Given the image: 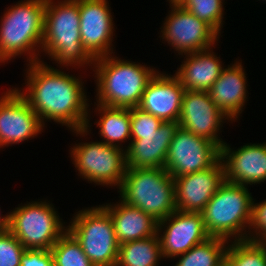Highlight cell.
I'll return each instance as SVG.
<instances>
[{
  "label": "cell",
  "instance_id": "obj_1",
  "mask_svg": "<svg viewBox=\"0 0 266 266\" xmlns=\"http://www.w3.org/2000/svg\"><path fill=\"white\" fill-rule=\"evenodd\" d=\"M28 66L26 90L21 92L16 89L38 115L43 126L44 120H53L81 136L87 135L91 125L88 119L89 103L82 80L54 69L44 61L33 62Z\"/></svg>",
  "mask_w": 266,
  "mask_h": 266
},
{
  "label": "cell",
  "instance_id": "obj_2",
  "mask_svg": "<svg viewBox=\"0 0 266 266\" xmlns=\"http://www.w3.org/2000/svg\"><path fill=\"white\" fill-rule=\"evenodd\" d=\"M41 50L65 67L94 63L81 42L78 0H46Z\"/></svg>",
  "mask_w": 266,
  "mask_h": 266
},
{
  "label": "cell",
  "instance_id": "obj_3",
  "mask_svg": "<svg viewBox=\"0 0 266 266\" xmlns=\"http://www.w3.org/2000/svg\"><path fill=\"white\" fill-rule=\"evenodd\" d=\"M97 103L108 107H138L154 68L108 56L94 59Z\"/></svg>",
  "mask_w": 266,
  "mask_h": 266
},
{
  "label": "cell",
  "instance_id": "obj_4",
  "mask_svg": "<svg viewBox=\"0 0 266 266\" xmlns=\"http://www.w3.org/2000/svg\"><path fill=\"white\" fill-rule=\"evenodd\" d=\"M45 9L46 0H21L4 12L0 24V63L26 53L30 56L28 63L40 61Z\"/></svg>",
  "mask_w": 266,
  "mask_h": 266
},
{
  "label": "cell",
  "instance_id": "obj_5",
  "mask_svg": "<svg viewBox=\"0 0 266 266\" xmlns=\"http://www.w3.org/2000/svg\"><path fill=\"white\" fill-rule=\"evenodd\" d=\"M253 198L247 186L224 182L201 212L210 237L248 239Z\"/></svg>",
  "mask_w": 266,
  "mask_h": 266
},
{
  "label": "cell",
  "instance_id": "obj_6",
  "mask_svg": "<svg viewBox=\"0 0 266 266\" xmlns=\"http://www.w3.org/2000/svg\"><path fill=\"white\" fill-rule=\"evenodd\" d=\"M118 192L158 222L176 210L175 181L165 168H127Z\"/></svg>",
  "mask_w": 266,
  "mask_h": 266
},
{
  "label": "cell",
  "instance_id": "obj_7",
  "mask_svg": "<svg viewBox=\"0 0 266 266\" xmlns=\"http://www.w3.org/2000/svg\"><path fill=\"white\" fill-rule=\"evenodd\" d=\"M67 226L95 266H116L119 243L108 211L101 205L78 211Z\"/></svg>",
  "mask_w": 266,
  "mask_h": 266
},
{
  "label": "cell",
  "instance_id": "obj_8",
  "mask_svg": "<svg viewBox=\"0 0 266 266\" xmlns=\"http://www.w3.org/2000/svg\"><path fill=\"white\" fill-rule=\"evenodd\" d=\"M52 203L32 201L9 212L8 230L26 249L50 250L68 230Z\"/></svg>",
  "mask_w": 266,
  "mask_h": 266
},
{
  "label": "cell",
  "instance_id": "obj_9",
  "mask_svg": "<svg viewBox=\"0 0 266 266\" xmlns=\"http://www.w3.org/2000/svg\"><path fill=\"white\" fill-rule=\"evenodd\" d=\"M82 178L98 185L120 188L126 174V150L104 142L78 143L70 153Z\"/></svg>",
  "mask_w": 266,
  "mask_h": 266
},
{
  "label": "cell",
  "instance_id": "obj_10",
  "mask_svg": "<svg viewBox=\"0 0 266 266\" xmlns=\"http://www.w3.org/2000/svg\"><path fill=\"white\" fill-rule=\"evenodd\" d=\"M220 159L221 148L217 144L179 126L169 145L165 169L175 178L208 169Z\"/></svg>",
  "mask_w": 266,
  "mask_h": 266
},
{
  "label": "cell",
  "instance_id": "obj_11",
  "mask_svg": "<svg viewBox=\"0 0 266 266\" xmlns=\"http://www.w3.org/2000/svg\"><path fill=\"white\" fill-rule=\"evenodd\" d=\"M170 8L171 11L162 26L161 38L166 40L179 55L214 47L219 35L208 24L181 5H171Z\"/></svg>",
  "mask_w": 266,
  "mask_h": 266
},
{
  "label": "cell",
  "instance_id": "obj_12",
  "mask_svg": "<svg viewBox=\"0 0 266 266\" xmlns=\"http://www.w3.org/2000/svg\"><path fill=\"white\" fill-rule=\"evenodd\" d=\"M161 231L163 234H160ZM157 235L163 257L171 259L178 258L179 255L210 238L205 230L201 212L179 210L158 222Z\"/></svg>",
  "mask_w": 266,
  "mask_h": 266
},
{
  "label": "cell",
  "instance_id": "obj_13",
  "mask_svg": "<svg viewBox=\"0 0 266 266\" xmlns=\"http://www.w3.org/2000/svg\"><path fill=\"white\" fill-rule=\"evenodd\" d=\"M43 127L38 115L16 88L0 97V148L28 141L41 134Z\"/></svg>",
  "mask_w": 266,
  "mask_h": 266
},
{
  "label": "cell",
  "instance_id": "obj_14",
  "mask_svg": "<svg viewBox=\"0 0 266 266\" xmlns=\"http://www.w3.org/2000/svg\"><path fill=\"white\" fill-rule=\"evenodd\" d=\"M225 119L231 121L214 104L208 91L185 90L178 120L181 128L206 138L221 148L225 142L217 133Z\"/></svg>",
  "mask_w": 266,
  "mask_h": 266
},
{
  "label": "cell",
  "instance_id": "obj_15",
  "mask_svg": "<svg viewBox=\"0 0 266 266\" xmlns=\"http://www.w3.org/2000/svg\"><path fill=\"white\" fill-rule=\"evenodd\" d=\"M80 35L84 49L93 58L113 53V18L107 0H78Z\"/></svg>",
  "mask_w": 266,
  "mask_h": 266
},
{
  "label": "cell",
  "instance_id": "obj_16",
  "mask_svg": "<svg viewBox=\"0 0 266 266\" xmlns=\"http://www.w3.org/2000/svg\"><path fill=\"white\" fill-rule=\"evenodd\" d=\"M224 180L221 159L203 171L175 177L176 210L202 212Z\"/></svg>",
  "mask_w": 266,
  "mask_h": 266
},
{
  "label": "cell",
  "instance_id": "obj_17",
  "mask_svg": "<svg viewBox=\"0 0 266 266\" xmlns=\"http://www.w3.org/2000/svg\"><path fill=\"white\" fill-rule=\"evenodd\" d=\"M184 92L175 75L157 71L147 83L138 107L162 122H178Z\"/></svg>",
  "mask_w": 266,
  "mask_h": 266
},
{
  "label": "cell",
  "instance_id": "obj_18",
  "mask_svg": "<svg viewBox=\"0 0 266 266\" xmlns=\"http://www.w3.org/2000/svg\"><path fill=\"white\" fill-rule=\"evenodd\" d=\"M221 161L227 182L248 186L266 180V143L246 144L235 151L225 142Z\"/></svg>",
  "mask_w": 266,
  "mask_h": 266
},
{
  "label": "cell",
  "instance_id": "obj_19",
  "mask_svg": "<svg viewBox=\"0 0 266 266\" xmlns=\"http://www.w3.org/2000/svg\"><path fill=\"white\" fill-rule=\"evenodd\" d=\"M178 127V122H162L155 133L131 139L125 149L127 168H165L169 145Z\"/></svg>",
  "mask_w": 266,
  "mask_h": 266
},
{
  "label": "cell",
  "instance_id": "obj_20",
  "mask_svg": "<svg viewBox=\"0 0 266 266\" xmlns=\"http://www.w3.org/2000/svg\"><path fill=\"white\" fill-rule=\"evenodd\" d=\"M242 63L224 68L208 93L214 104L231 120H237L247 100L246 74ZM235 119V120H234Z\"/></svg>",
  "mask_w": 266,
  "mask_h": 266
},
{
  "label": "cell",
  "instance_id": "obj_21",
  "mask_svg": "<svg viewBox=\"0 0 266 266\" xmlns=\"http://www.w3.org/2000/svg\"><path fill=\"white\" fill-rule=\"evenodd\" d=\"M120 201L115 205H102L111 216L119 245L157 234L158 221L140 208L126 204L121 199Z\"/></svg>",
  "mask_w": 266,
  "mask_h": 266
},
{
  "label": "cell",
  "instance_id": "obj_22",
  "mask_svg": "<svg viewBox=\"0 0 266 266\" xmlns=\"http://www.w3.org/2000/svg\"><path fill=\"white\" fill-rule=\"evenodd\" d=\"M211 49L184 54L186 60L182 62L175 76L185 90L208 91L219 78L224 68L220 57Z\"/></svg>",
  "mask_w": 266,
  "mask_h": 266
},
{
  "label": "cell",
  "instance_id": "obj_23",
  "mask_svg": "<svg viewBox=\"0 0 266 266\" xmlns=\"http://www.w3.org/2000/svg\"><path fill=\"white\" fill-rule=\"evenodd\" d=\"M96 105L101 116L95 123L100 128V136L104 138L102 142L121 147L119 142L131 140L130 108L108 107L98 103Z\"/></svg>",
  "mask_w": 266,
  "mask_h": 266
},
{
  "label": "cell",
  "instance_id": "obj_24",
  "mask_svg": "<svg viewBox=\"0 0 266 266\" xmlns=\"http://www.w3.org/2000/svg\"><path fill=\"white\" fill-rule=\"evenodd\" d=\"M163 258L158 235L119 245L116 266H158Z\"/></svg>",
  "mask_w": 266,
  "mask_h": 266
},
{
  "label": "cell",
  "instance_id": "obj_25",
  "mask_svg": "<svg viewBox=\"0 0 266 266\" xmlns=\"http://www.w3.org/2000/svg\"><path fill=\"white\" fill-rule=\"evenodd\" d=\"M228 244L225 239L210 237L179 255L175 266H223Z\"/></svg>",
  "mask_w": 266,
  "mask_h": 266
},
{
  "label": "cell",
  "instance_id": "obj_26",
  "mask_svg": "<svg viewBox=\"0 0 266 266\" xmlns=\"http://www.w3.org/2000/svg\"><path fill=\"white\" fill-rule=\"evenodd\" d=\"M224 266H266V243L232 239L226 250Z\"/></svg>",
  "mask_w": 266,
  "mask_h": 266
},
{
  "label": "cell",
  "instance_id": "obj_27",
  "mask_svg": "<svg viewBox=\"0 0 266 266\" xmlns=\"http://www.w3.org/2000/svg\"><path fill=\"white\" fill-rule=\"evenodd\" d=\"M54 266H95L67 230L50 249Z\"/></svg>",
  "mask_w": 266,
  "mask_h": 266
},
{
  "label": "cell",
  "instance_id": "obj_28",
  "mask_svg": "<svg viewBox=\"0 0 266 266\" xmlns=\"http://www.w3.org/2000/svg\"><path fill=\"white\" fill-rule=\"evenodd\" d=\"M223 0H184L181 6L208 24L218 35L223 25Z\"/></svg>",
  "mask_w": 266,
  "mask_h": 266
},
{
  "label": "cell",
  "instance_id": "obj_29",
  "mask_svg": "<svg viewBox=\"0 0 266 266\" xmlns=\"http://www.w3.org/2000/svg\"><path fill=\"white\" fill-rule=\"evenodd\" d=\"M26 248L8 230H0V266H20Z\"/></svg>",
  "mask_w": 266,
  "mask_h": 266
},
{
  "label": "cell",
  "instance_id": "obj_30",
  "mask_svg": "<svg viewBox=\"0 0 266 266\" xmlns=\"http://www.w3.org/2000/svg\"><path fill=\"white\" fill-rule=\"evenodd\" d=\"M162 121L141 110L139 107L130 108L131 139H141V135L155 133Z\"/></svg>",
  "mask_w": 266,
  "mask_h": 266
},
{
  "label": "cell",
  "instance_id": "obj_31",
  "mask_svg": "<svg viewBox=\"0 0 266 266\" xmlns=\"http://www.w3.org/2000/svg\"><path fill=\"white\" fill-rule=\"evenodd\" d=\"M249 230V240L266 243V199L258 204L253 201Z\"/></svg>",
  "mask_w": 266,
  "mask_h": 266
},
{
  "label": "cell",
  "instance_id": "obj_32",
  "mask_svg": "<svg viewBox=\"0 0 266 266\" xmlns=\"http://www.w3.org/2000/svg\"><path fill=\"white\" fill-rule=\"evenodd\" d=\"M20 266H54L50 250L26 249Z\"/></svg>",
  "mask_w": 266,
  "mask_h": 266
},
{
  "label": "cell",
  "instance_id": "obj_33",
  "mask_svg": "<svg viewBox=\"0 0 266 266\" xmlns=\"http://www.w3.org/2000/svg\"><path fill=\"white\" fill-rule=\"evenodd\" d=\"M4 216L1 217V215H0V230L7 229L8 225H9V213L7 215H4Z\"/></svg>",
  "mask_w": 266,
  "mask_h": 266
},
{
  "label": "cell",
  "instance_id": "obj_34",
  "mask_svg": "<svg viewBox=\"0 0 266 266\" xmlns=\"http://www.w3.org/2000/svg\"><path fill=\"white\" fill-rule=\"evenodd\" d=\"M171 5H181L184 0H168Z\"/></svg>",
  "mask_w": 266,
  "mask_h": 266
}]
</instances>
